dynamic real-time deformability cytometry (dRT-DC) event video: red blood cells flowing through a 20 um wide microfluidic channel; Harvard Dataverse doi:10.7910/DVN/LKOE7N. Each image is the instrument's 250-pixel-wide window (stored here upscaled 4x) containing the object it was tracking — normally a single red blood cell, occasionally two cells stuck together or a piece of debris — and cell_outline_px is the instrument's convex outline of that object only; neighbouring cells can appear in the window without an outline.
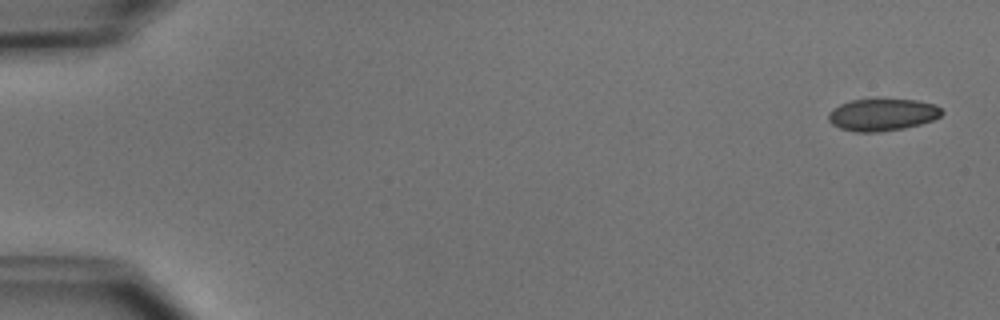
{"species": "common noctule bat (a hibernating species)", "species_latin": "Nyctalus noctula", "temperature_condition": "cold", "stored_images_in_passage": 5, "camera_frame_rate_fps": 3000, "um_per_image_px": 0.085, "animal": {"sex": "male", "body_mass_g": 15.6}, "frame": {"image": 1, "passage_image": 1, "time_ms": 0.0, "image_size_px": [1000, 320], "cell_outline_px": [[944, 112], [940, 116], [932, 120], [920, 124], [904, 128], [876, 132], [856, 132], [840, 128], [832, 124], [828, 120], [828, 112], [832, 108], [840, 104], [852, 100], [876, 96], [916, 100], [936, 104]], "centroid_in_image_um": [74.98, 9.7], "position_along_channel_um": 10.0, "area_um2": 22.02}}
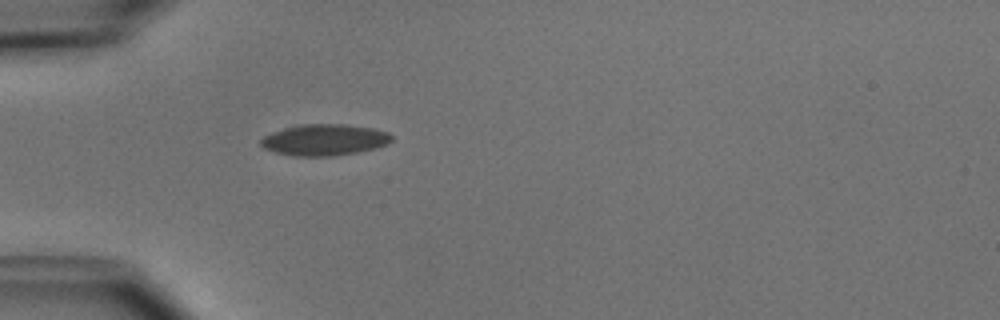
{"frame": {"image": 2, "passage_image": 5, "time_ms": 4.667, "image_size_px": [1000, 320], "cell_outline_px": [[392, 140], [388, 144], [376, 148], [356, 152], [332, 156], [296, 156], [276, 152], [264, 148], [260, 144], [260, 140], [264, 136], [272, 132], [284, 128], [300, 124], [344, 124], [372, 128], [388, 132], [392, 136]], "centroid_in_image_um": [27.58, 11.88], "position_along_channel_um": 57.4, "area_um2": 23.81}}